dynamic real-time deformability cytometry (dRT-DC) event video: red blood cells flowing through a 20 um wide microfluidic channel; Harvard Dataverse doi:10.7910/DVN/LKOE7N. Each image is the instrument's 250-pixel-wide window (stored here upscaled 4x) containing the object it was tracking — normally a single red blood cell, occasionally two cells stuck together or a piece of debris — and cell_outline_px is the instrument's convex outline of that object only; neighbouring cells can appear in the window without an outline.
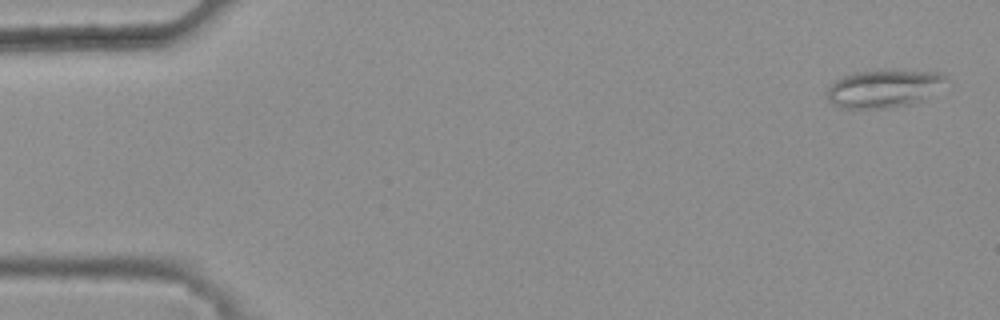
{"species": "common noctule bat (a hibernating species)", "species_latin": "Nyctalus noctula", "temperature_condition": "warm", "stored_images_in_passage": 4, "camera_frame_rate_fps": 3000, "um_per_image_px": 0.085, "animal": {"sex": "female", "body_mass_g": 25.1}, "frame": {"image": 1, "passage_image": 1, "time_ms": 0.0, "image_size_px": [1000, 320], "cell_outline_px": [[948, 76], [924, 100], [908, 104], [888, 108], [840, 108], [832, 104], [828, 100], [828, 88], [836, 80], [844, 76], [856, 72], [884, 68], [944, 72]], "centroid_in_image_um": [75.11, 7.49], "position_along_channel_um": 9.9, "area_um2": 26.47}}